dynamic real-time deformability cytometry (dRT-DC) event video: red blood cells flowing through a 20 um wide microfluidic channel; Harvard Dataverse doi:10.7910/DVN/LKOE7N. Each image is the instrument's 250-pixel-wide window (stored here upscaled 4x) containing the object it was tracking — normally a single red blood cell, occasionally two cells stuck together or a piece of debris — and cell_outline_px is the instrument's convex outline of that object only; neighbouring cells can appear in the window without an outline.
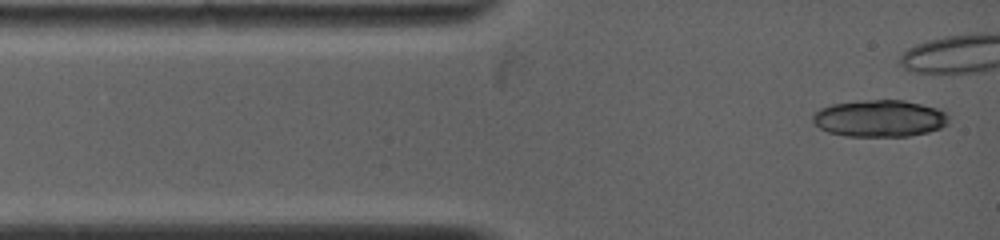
{"species": "common noctule bat (a hibernating species)", "species_latin": "Nyctalus noctula", "temperature_condition": "warm", "stored_images_in_passage": 5, "camera_frame_rate_fps": 5000, "um_per_image_px": 0.085, "animal": {"sex": "female", "body_mass_g": 19.0, "forearm_length_mm": 53.3}, "frame": {"image": 1, "passage_image": 1, "time_ms": 0.0, "image_size_px": [1000, 240], "cell_outline_px": [[948, 124], [940, 128], [928, 132], [908, 136], [844, 136], [828, 132], [820, 128], [812, 120], [812, 116], [820, 108], [832, 104], [864, 100], [904, 100], [936, 108], [948, 112]], "centroid_in_image_um": [74.78, 10.06], "position_along_channel_um": 10.2, "area_um2": 29.25}}